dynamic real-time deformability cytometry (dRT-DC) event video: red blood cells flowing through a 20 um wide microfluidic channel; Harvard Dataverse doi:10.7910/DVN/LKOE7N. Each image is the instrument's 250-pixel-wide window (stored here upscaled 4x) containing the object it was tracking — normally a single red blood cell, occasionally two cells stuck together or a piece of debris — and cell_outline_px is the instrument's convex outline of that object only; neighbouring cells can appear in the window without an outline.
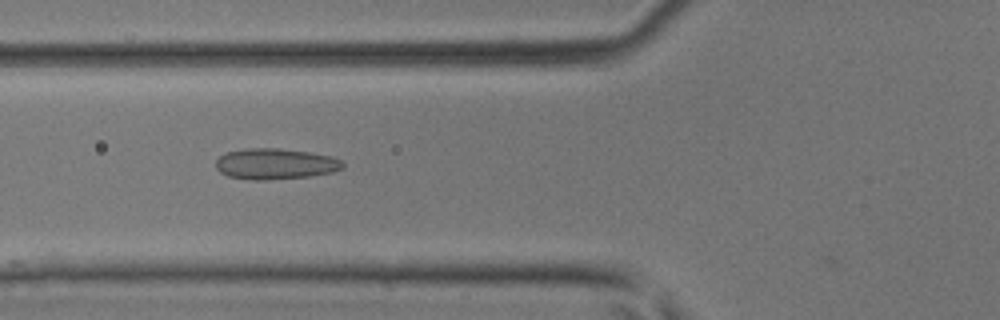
{"species": "common noctule bat (a hibernating species)", "species_latin": "Nyctalus noctula", "temperature_condition": "room temperature", "stored_images_in_passage": 45, "camera_frame_rate_fps": 3000, "um_per_image_px": 0.085, "animal": {"sex": "male", "body_mass_g": 17.9, "forearm_length_mm": 54.2}, "frame": {"image": 1, "passage_image": 17, "time_ms": 5.333, "image_size_px": [1000, 320], "cell_outline_px": [[344, 168], [332, 172], [308, 176], [264, 180], [252, 180], [228, 176], [220, 172], [216, 168], [216, 160], [224, 152], [244, 148], [280, 148], [308, 152], [332, 156], [340, 160], [344, 164]], "centroid_in_image_um": [23.37, 13.92], "position_along_channel_um": 102.4, "area_um2": 22.89}}
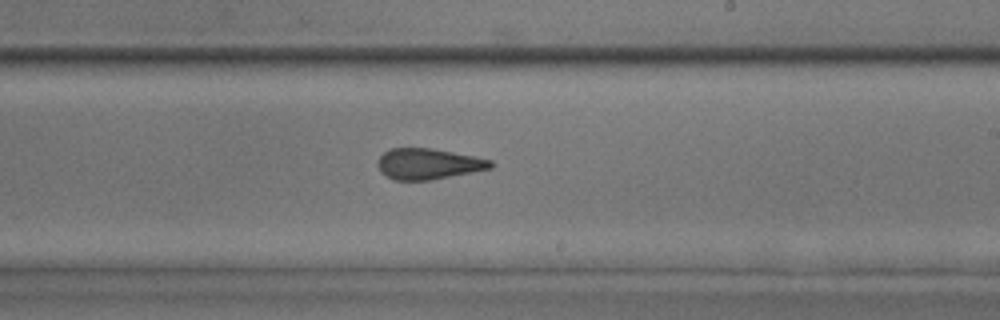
{"frame": {"image": 2, "passage_image": 27, "time_ms": 8.667, "image_size_px": [1000, 320], "cell_outline_px": [[496, 164], [492, 168], [432, 180], [396, 180], [388, 176], [376, 164], [376, 160], [388, 148], [432, 148], [476, 156], [492, 160]], "centroid_in_image_um": [36.45, 13.91], "position_along_channel_um": 252.6, "area_um2": 20.4}}
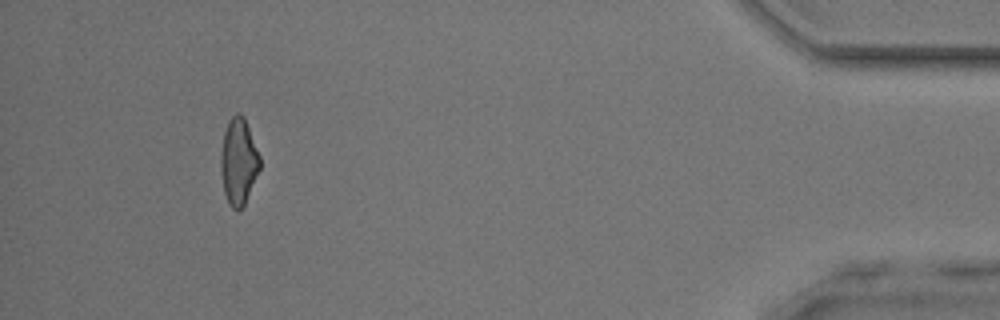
{"frame": {"image": 3, "passage_image": 42, "time_ms": 13.667, "image_size_px": [1000, 320], "cell_outline_px": [[260, 168], [244, 204], [240, 212], [236, 212], [228, 204], [224, 192], [220, 168], [220, 156], [224, 132], [228, 120], [236, 112], [240, 112], [244, 116], [260, 156]], "centroid_in_image_um": [20.26, 13.73], "position_along_channel_um": 414.9, "area_um2": 19.83}}